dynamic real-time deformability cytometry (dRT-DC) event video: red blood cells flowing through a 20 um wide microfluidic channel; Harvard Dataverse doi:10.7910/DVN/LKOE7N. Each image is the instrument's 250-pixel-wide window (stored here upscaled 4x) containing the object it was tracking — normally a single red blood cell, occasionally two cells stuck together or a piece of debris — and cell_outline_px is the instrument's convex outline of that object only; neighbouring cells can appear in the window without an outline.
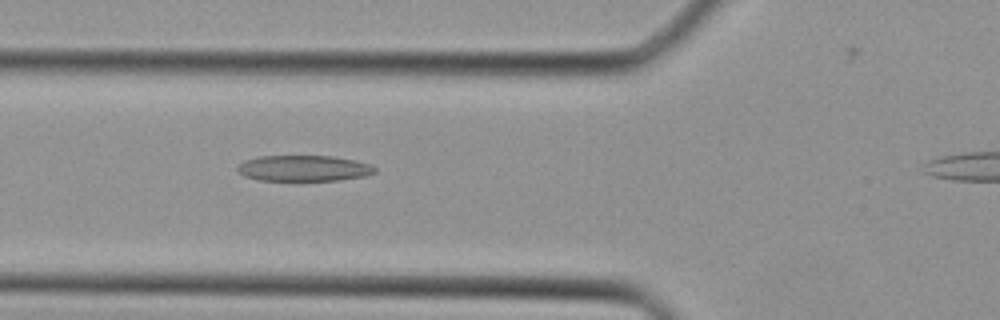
{"species": "Egyptian fruit bat (a non-hibernating species)", "species_latin": "Rousettus aegyptiacus", "temperature_condition": "cold", "stored_images_in_passage": 24, "camera_frame_rate_fps": 3000, "um_per_image_px": 0.085, "animal": {"sex": "female"}, "frame": {"image": 1, "passage_image": 3, "time_ms": 0.667, "image_size_px": [1000, 320], "cell_outline_px": [[376, 172], [364, 176], [336, 180], [260, 180], [244, 176], [236, 168], [244, 160], [260, 156], [332, 156], [356, 160], [372, 164], [376, 168]], "centroid_in_image_um": [25.84, 14.29], "position_along_channel_um": 100.0, "area_um2": 20.63}}
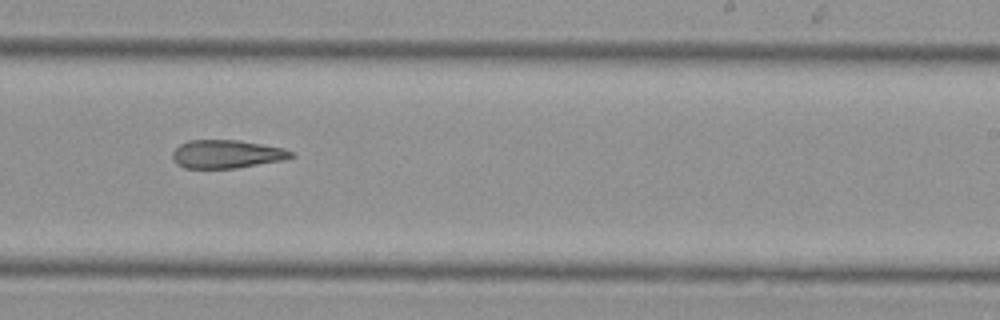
{"frame": {"image": 2, "passage_image": 13, "time_ms": 4.0, "image_size_px": [1000, 320], "cell_outline_px": [[296, 156], [284, 160], [236, 168], [184, 168], [176, 164], [172, 160], [172, 152], [180, 144], [188, 140], [240, 140], [284, 148], [292, 152]], "centroid_in_image_um": [19.26, 13.1], "position_along_channel_um": 269.7, "area_um2": 19.71}}
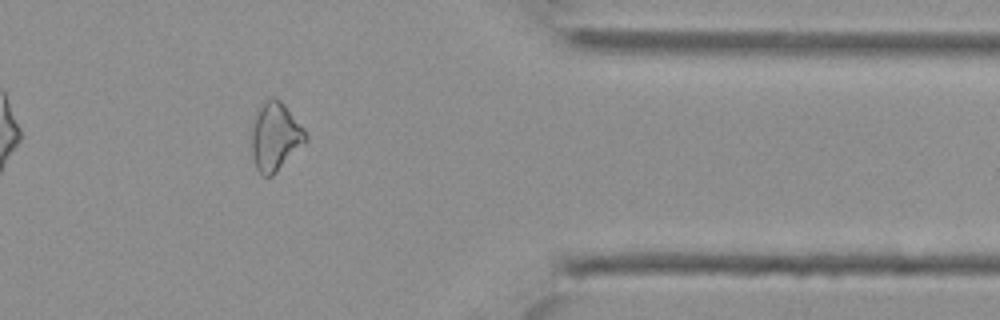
{"frame": {"image": 3, "passage_image": 21, "time_ms": 6.667, "image_size_px": [1000, 320], "cell_outline_px": [[308, 140], [272, 176], [264, 176], [256, 168], [252, 156], [252, 128], [256, 108], [272, 96], [276, 96], [284, 104], [304, 128], [308, 136]], "centroid_in_image_um": [23.39, 11.58], "position_along_channel_um": 388.0, "area_um2": 21.56}}